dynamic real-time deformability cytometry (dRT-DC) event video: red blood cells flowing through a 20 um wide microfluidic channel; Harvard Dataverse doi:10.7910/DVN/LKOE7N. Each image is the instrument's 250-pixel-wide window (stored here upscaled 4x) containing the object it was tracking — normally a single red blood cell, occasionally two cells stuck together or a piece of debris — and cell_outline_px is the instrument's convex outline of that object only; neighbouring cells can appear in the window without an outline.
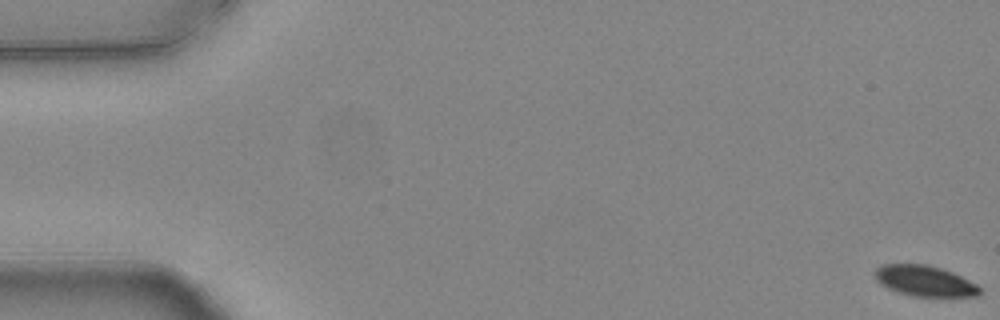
{"species": "common noctule bat (a hibernating species)", "species_latin": "Nyctalus noctula", "temperature_condition": "warm", "stored_images_in_passage": 56, "camera_frame_rate_fps": 3000, "um_per_image_px": 0.085, "animal": {"sex": "female", "body_mass_g": 24.6, "forearm_length_mm": 56.2}, "frame": {"image": 1, "passage_image": 1, "time_ms": 0.0, "image_size_px": [1000, 320], "cell_outline_px": [[980, 296], [912, 296], [888, 288], [880, 284], [876, 280], [876, 268], [884, 264], [924, 264], [940, 268], [952, 272], [976, 284], [980, 288]], "centroid_in_image_um": [78.6, 23.88], "position_along_channel_um": 6.4, "area_um2": 18.44}}
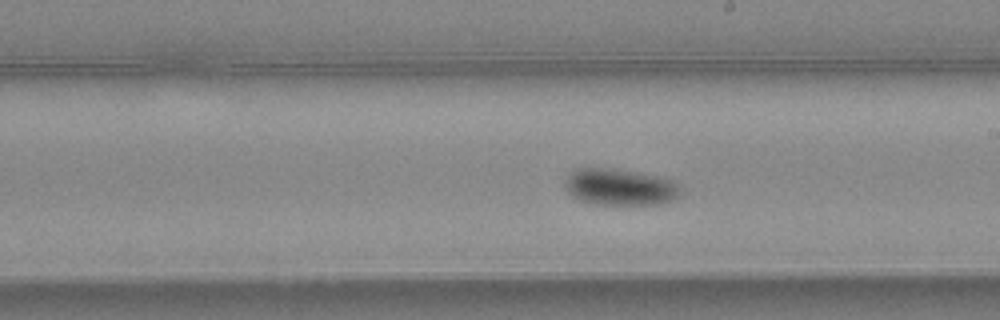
{"frame": {"image": 2, "passage_image": 32, "time_ms": 10.333, "image_size_px": [1000, 320], "cell_outline_px": [[680, 196], [664, 204], [592, 204], [580, 200], [572, 196], [564, 188], [564, 180], [568, 172], [572, 168], [604, 168], [636, 172], [660, 176], [672, 180], [680, 184]], "centroid_in_image_um": [52.67, 15.89], "position_along_channel_um": 236.3, "area_um2": 25.03}}
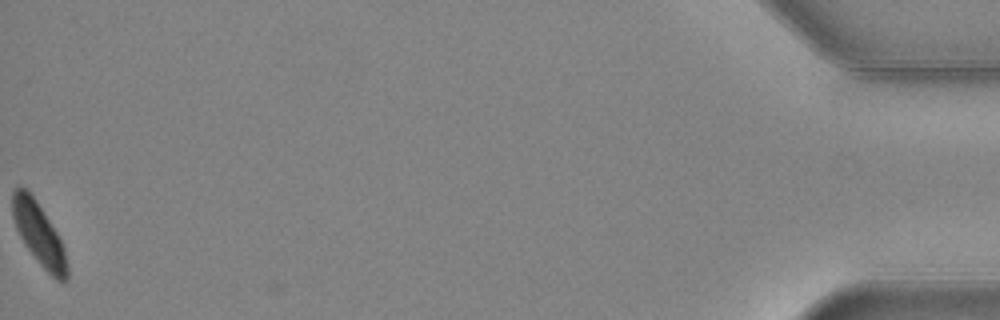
{"frame": {"image": 3, "passage_image": 56, "time_ms": 18.333, "image_size_px": [1000, 320], "cell_outline_px": [[68, 280], [56, 280], [40, 264], [28, 248], [20, 236], [16, 228], [12, 216], [12, 192], [20, 184], [36, 200], [56, 232], [64, 248], [68, 264]], "centroid_in_image_um": [3.31, 19.89], "position_along_channel_um": 431.9, "area_um2": 19.48}, "authors_computed_cell_mechanics": {"area_um2": 22.4842, "velocity_mm_per_s": 3.7522, "shape_relaxation_time_tau1_ms": 4.9745, "shape_relaxation_time_tau2_ms": null, "deformation_change_tau1": 0.1236, "deformation_change_tau2": null}}